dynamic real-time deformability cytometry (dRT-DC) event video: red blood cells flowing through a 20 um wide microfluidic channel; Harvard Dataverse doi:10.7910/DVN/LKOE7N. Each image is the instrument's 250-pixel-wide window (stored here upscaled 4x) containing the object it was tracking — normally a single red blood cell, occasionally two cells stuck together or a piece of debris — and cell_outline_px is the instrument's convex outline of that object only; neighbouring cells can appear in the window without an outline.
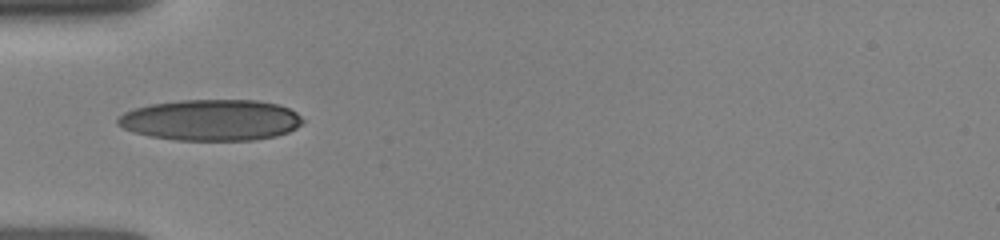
{"species": "human", "species_latin": "Homo sapiens", "temperature_condition": "room temperature", "stored_images_in_passage": 11, "camera_frame_rate_fps": 3000, "um_per_image_px": 0.085, "donor": {"sex": "female"}, "frame": {"image": 1, "passage_image": 1, "time_ms": 0.0, "image_size_px": [1000, 240], "cell_outline_px": [[304, 120], [296, 128], [288, 132], [276, 136], [252, 140], [176, 140], [148, 136], [132, 132], [116, 124], [116, 120], [124, 112], [132, 108], [148, 104], [180, 100], [256, 100], [276, 104], [288, 108], [296, 112]], "centroid_in_image_um": [17.89, 10.2], "position_along_channel_um": 67.1, "area_um2": 44.51}}
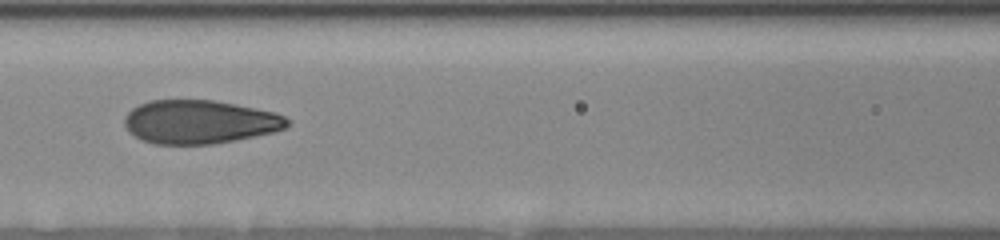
{"frame": {"image": 2, "passage_image": 7, "time_ms": 2.0, "image_size_px": [1000, 240], "cell_outline_px": [[292, 120], [284, 128], [272, 132], [212, 144], [152, 144], [140, 140], [128, 132], [124, 124], [124, 116], [132, 108], [148, 100], [212, 100], [272, 112], [284, 116]], "centroid_in_image_um": [16.88, 10.36], "position_along_channel_um": 149.7, "area_um2": 41.1}}
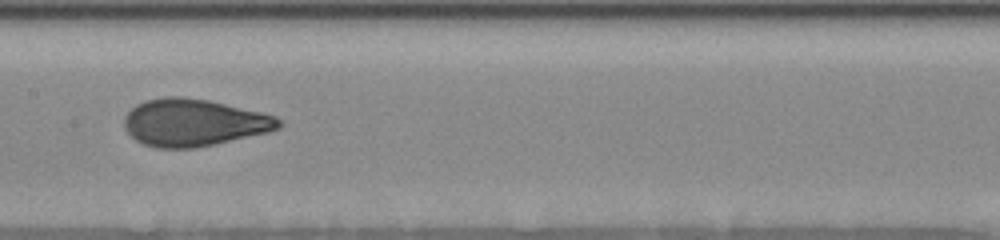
{"frame": {"image": 3, "passage_image": 10, "time_ms": 3.0, "image_size_px": [1000, 240], "cell_outline_px": [[284, 124], [280, 128], [268, 132], [216, 144], [196, 148], [156, 148], [144, 144], [136, 140], [124, 128], [124, 116], [136, 104], [148, 100], [164, 96], [180, 96], [208, 100], [260, 112], [276, 116]], "centroid_in_image_um": [16.47, 10.42], "position_along_channel_um": 190.9, "area_um2": 42.54}}